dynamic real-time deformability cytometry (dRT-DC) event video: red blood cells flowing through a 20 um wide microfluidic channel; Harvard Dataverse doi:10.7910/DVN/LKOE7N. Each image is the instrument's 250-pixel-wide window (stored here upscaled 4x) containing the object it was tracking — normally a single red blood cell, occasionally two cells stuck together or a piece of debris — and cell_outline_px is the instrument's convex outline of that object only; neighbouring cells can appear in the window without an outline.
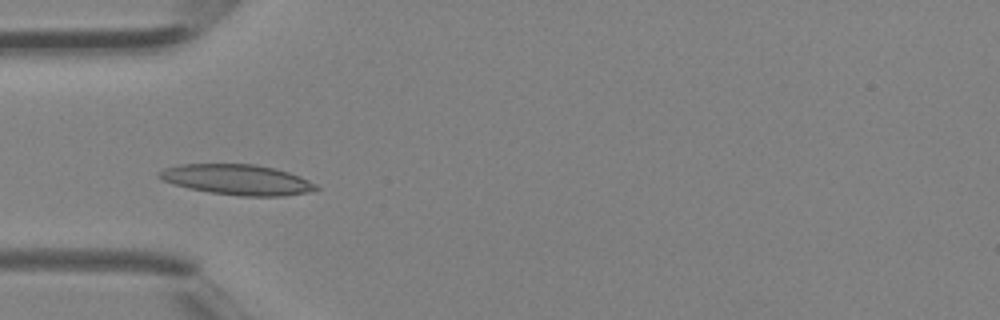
{"species": "Egyptian fruit bat (a non-hibernating species)", "species_latin": "Rousettus aegyptiacus", "temperature_condition": "room temperature", "stored_images_in_passage": 2, "camera_frame_rate_fps": 3000, "um_per_image_px": 0.085, "animal": {"sex": "female"}, "frame": {"image": 1, "passage_image": 2, "time_ms": 0.333, "image_size_px": [1000, 320], "cell_outline_px": [[320, 188], [308, 192], [284, 196], [240, 196], [212, 192], [188, 188], [160, 180], [156, 176], [164, 168], [180, 164], [256, 164], [288, 172], [300, 176], [316, 184]], "centroid_in_image_um": [20.15, 15.27], "position_along_channel_um": 64.9, "area_um2": 27.69}}